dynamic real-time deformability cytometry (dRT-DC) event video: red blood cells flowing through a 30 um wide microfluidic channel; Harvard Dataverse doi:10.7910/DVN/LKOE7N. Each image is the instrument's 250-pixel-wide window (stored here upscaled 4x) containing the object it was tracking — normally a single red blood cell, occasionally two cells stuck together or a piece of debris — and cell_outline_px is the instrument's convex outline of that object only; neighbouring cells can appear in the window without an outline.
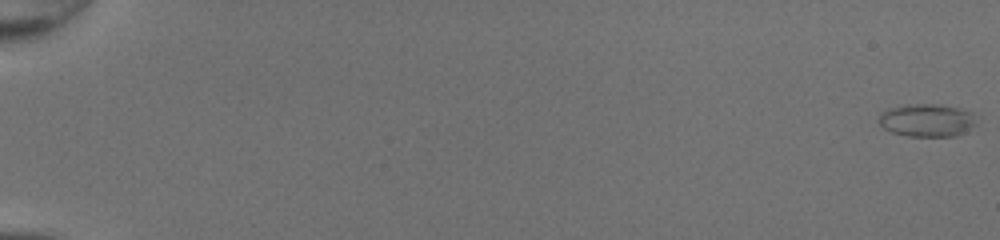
{"species": "common noctule bat (a hibernating species)", "species_latin": "Nyctalus noctula", "temperature_condition": "room temperature", "stored_images_in_passage": 51, "camera_frame_rate_fps": 3000, "um_per_image_px": 0.085, "animal": {"sex": "female", "body_mass_g": 20.0, "forearm_length_mm": 54.0}, "frame": {"image": 1, "passage_image": 1, "time_ms": 0.0, "image_size_px": [1000, 240], "cell_outline_px": [[980, 116], [976, 124], [964, 132], [956, 136], [908, 136], [892, 132], [884, 128], [876, 120], [880, 112], [888, 108], [904, 104], [940, 104], [960, 108], [972, 112]], "centroid_in_image_um": [78.81, 10.2], "position_along_channel_um": 6.2, "area_um2": 19.19}}
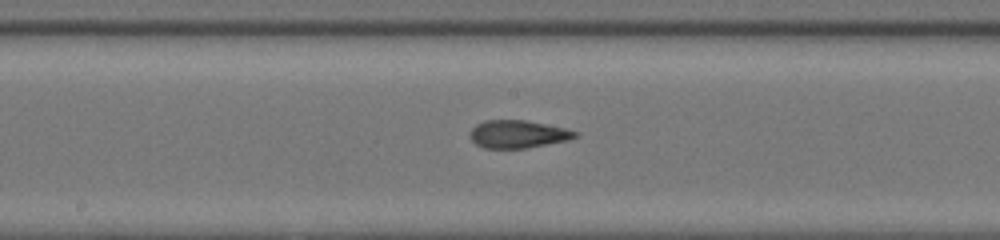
{"frame": {"image": 2, "passage_image": 30, "time_ms": 9.667, "image_size_px": [1000, 240], "cell_outline_px": [[580, 136], [568, 140], [524, 148], [484, 148], [476, 144], [468, 136], [472, 128], [476, 124], [484, 120], [524, 120], [568, 128], [580, 132]], "centroid_in_image_um": [44.05, 11.39], "position_along_channel_um": 204.2, "area_um2": 17.17}}
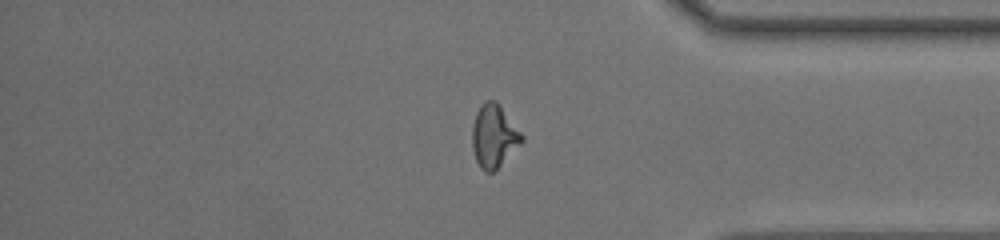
{"frame": {"image": 3, "passage_image": 44, "time_ms": 14.333, "image_size_px": [1000, 240], "cell_outline_px": [[524, 140], [492, 172], [484, 172], [480, 168], [476, 160], [472, 148], [472, 124], [476, 112], [480, 104], [488, 100], [496, 100], [524, 136]], "centroid_in_image_um": [41.95, 11.54], "position_along_channel_um": 393.2, "area_um2": 18.03}, "authors_computed_cell_mechanics": {"area_um2": 17.8024, "velocity_mm_per_s": 4.3081, "shape_relaxation_time_tau1_ms": null, "shape_relaxation_time_tau2_ms": 1.2052, "deformation_change_tau1": null, "deformation_change_tau2": 0.0843}}